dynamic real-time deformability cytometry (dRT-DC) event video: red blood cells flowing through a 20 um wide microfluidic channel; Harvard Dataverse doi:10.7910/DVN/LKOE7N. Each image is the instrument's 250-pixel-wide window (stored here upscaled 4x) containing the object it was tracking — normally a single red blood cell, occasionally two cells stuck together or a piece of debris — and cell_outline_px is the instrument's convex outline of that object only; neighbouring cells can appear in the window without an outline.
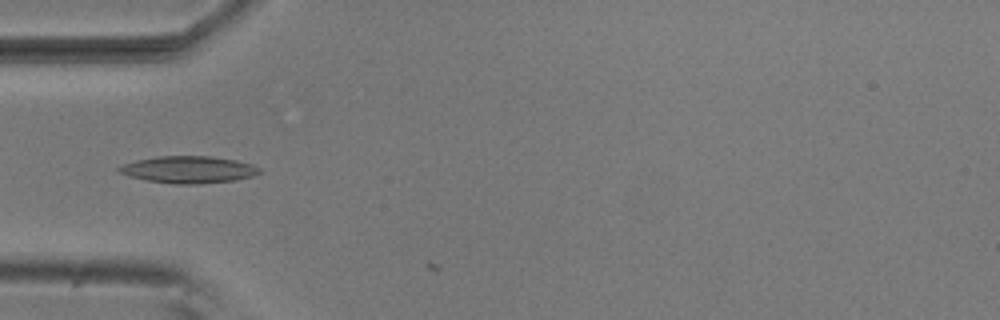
{"species": "common noctule bat (a hibernating species)", "species_latin": "Nyctalus noctula", "temperature_condition": "room temperature", "stored_images_in_passage": 6, "camera_frame_rate_fps": 3000, "um_per_image_px": 0.085, "animal": {"sex": "male", "body_mass_g": 20.5, "forearm_length_mm": 52.5}, "frame": {"image": 1, "passage_image": 5, "time_ms": 1.333, "image_size_px": [1000, 320], "cell_outline_px": [[264, 172], [252, 176], [236, 180], [200, 184], [176, 184], [144, 180], [128, 176], [116, 172], [116, 168], [124, 164], [136, 160], [156, 156], [212, 156], [236, 160], [252, 164], [260, 168]], "centroid_in_image_um": [16.02, 14.42], "position_along_channel_um": 69.0, "area_um2": 22.43}}